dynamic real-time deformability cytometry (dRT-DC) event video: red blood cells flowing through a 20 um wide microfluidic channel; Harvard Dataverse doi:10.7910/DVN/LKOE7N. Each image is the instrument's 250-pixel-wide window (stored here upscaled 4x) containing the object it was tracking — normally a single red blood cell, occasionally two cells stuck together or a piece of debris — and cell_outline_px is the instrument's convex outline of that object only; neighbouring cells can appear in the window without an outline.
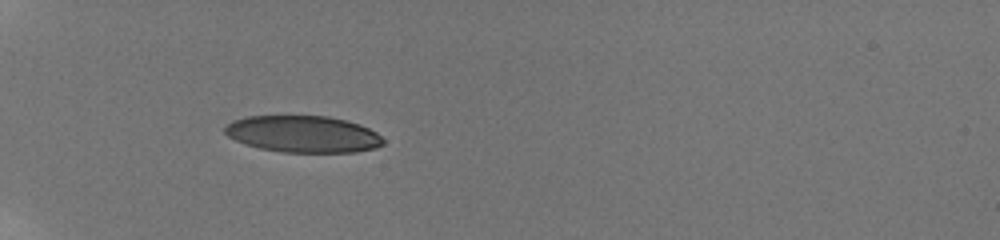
{"species": "human", "species_latin": "Homo sapiens", "temperature_condition": "room temperature", "stored_images_in_passage": 12, "camera_frame_rate_fps": 3000, "um_per_image_px": 0.085, "donor": {"sex": "male"}, "frame": {"image": 1, "passage_image": 1, "time_ms": 0.0, "image_size_px": [1000, 240], "cell_outline_px": [[384, 144], [376, 148], [356, 152], [280, 152], [260, 148], [244, 144], [228, 136], [224, 132], [224, 128], [232, 120], [248, 116], [328, 116], [360, 124], [376, 132], [384, 140]], "centroid_in_image_um": [25.76, 11.4], "position_along_channel_um": 59.2, "area_um2": 33.93}}